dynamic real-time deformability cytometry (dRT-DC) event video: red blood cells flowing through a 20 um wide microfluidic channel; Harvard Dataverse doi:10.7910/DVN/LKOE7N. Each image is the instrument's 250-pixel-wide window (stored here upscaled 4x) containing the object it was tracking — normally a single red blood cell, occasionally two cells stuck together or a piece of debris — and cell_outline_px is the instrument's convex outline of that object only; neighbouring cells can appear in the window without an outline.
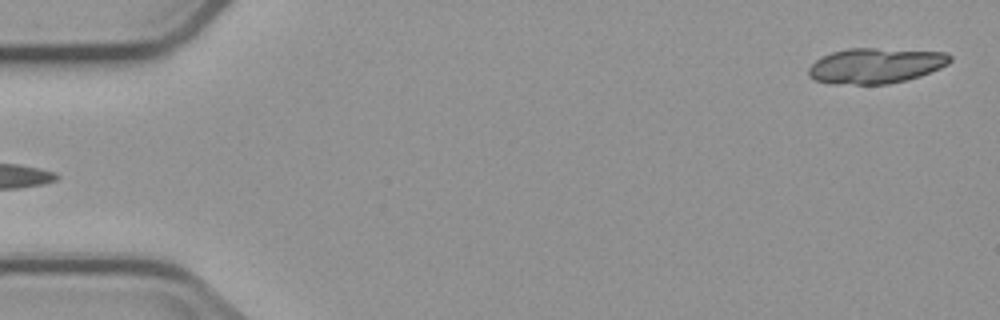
{"species": "common noctule bat (a hibernating species)", "species_latin": "Nyctalus noctula", "temperature_condition": "cold", "stored_images_in_passage": 5, "camera_frame_rate_fps": 3000, "um_per_image_px": 0.085, "animal": {"sex": "male", "body_mass_g": 23.1, "forearm_length_mm": 52.7}, "frame": {"image": 1, "passage_image": 5, "time_ms": 4.333, "image_size_px": [1000, 320], "cell_outline_px": [[952, 60], [948, 64], [940, 68], [920, 76], [888, 84], [828, 84], [816, 80], [808, 76], [808, 68], [816, 60], [832, 52], [848, 48], [872, 48], [944, 52], [952, 56]], "centroid_in_image_um": [74.41, 5.59], "position_along_channel_um": 10.6, "area_um2": 29.13}}